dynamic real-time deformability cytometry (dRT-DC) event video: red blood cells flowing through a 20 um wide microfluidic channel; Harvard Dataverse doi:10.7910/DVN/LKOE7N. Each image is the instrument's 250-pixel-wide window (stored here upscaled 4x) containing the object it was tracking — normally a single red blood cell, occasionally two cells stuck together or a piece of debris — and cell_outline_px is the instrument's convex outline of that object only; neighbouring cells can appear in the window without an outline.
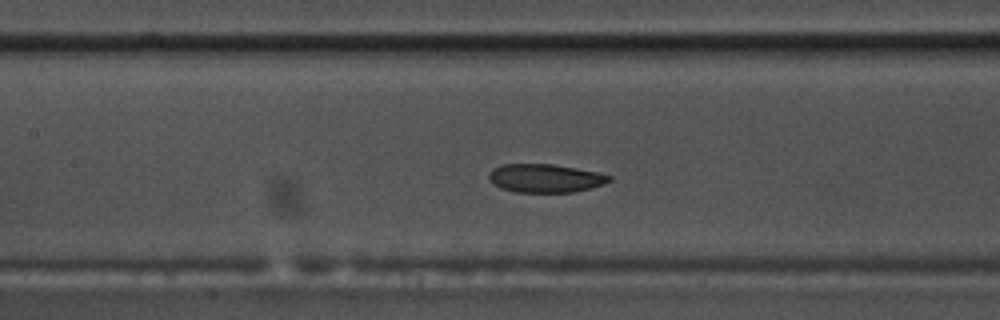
{"species": "common noctule bat (a hibernating species)", "species_latin": "Nyctalus noctula", "temperature_condition": "warm", "stored_images_in_passage": 40, "camera_frame_rate_fps": 3000, "um_per_image_px": 0.085, "animal": {"sex": "male", "body_mass_g": 17.5, "forearm_length_mm": 52.3}, "frame": {"image": 1, "passage_image": 9, "time_ms": 2.667, "image_size_px": [1000, 320], "cell_outline_px": [[612, 180], [604, 184], [592, 188], [572, 192], [516, 192], [500, 188], [492, 184], [488, 176], [492, 168], [504, 164], [552, 164], [576, 168], [596, 172], [612, 176]], "centroid_in_image_um": [46.34, 15.15], "position_along_channel_um": 161.1, "area_um2": 20.0}}
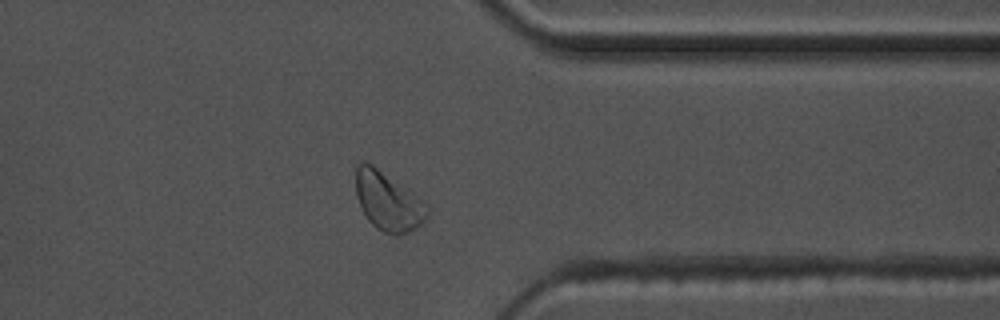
{"frame": {"image": 2, "passage_image": 28, "time_ms": 9.0, "image_size_px": [1000, 320], "cell_outline_px": [[428, 216], [416, 228], [408, 232], [384, 232], [376, 228], [368, 220], [356, 196], [356, 164], [360, 160], [372, 164], [420, 196], [428, 208]], "centroid_in_image_um": [32.98, 17.06], "position_along_channel_um": 378.4, "area_um2": 24.22}}
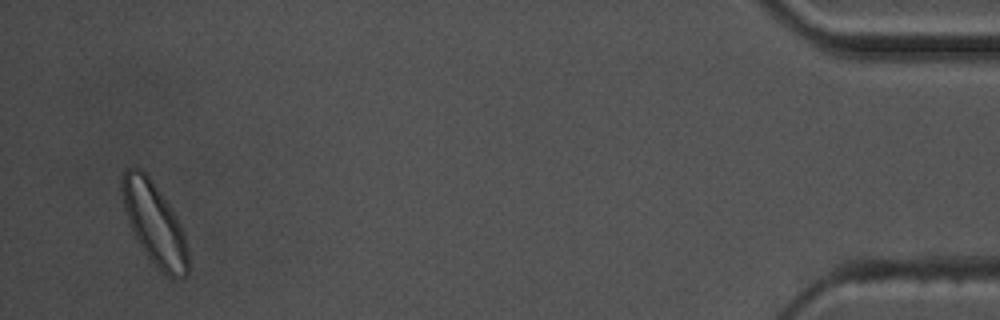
{"frame": {"image": 3, "passage_image": 38, "time_ms": 12.333, "image_size_px": [1000, 320], "cell_outline_px": [[188, 272], [184, 276], [172, 276], [160, 272], [136, 240], [132, 232], [124, 208], [120, 188], [120, 176], [128, 168], [140, 168], [152, 180], [172, 208], [180, 224], [184, 236], [188, 252]], "centroid_in_image_um": [13.09, 18.96], "position_along_channel_um": 422.1, "area_um2": 31.44}, "authors_computed_cell_mechanics": {"area_um2": 21.0103, "velocity_mm_per_s": 3.535, "shape_relaxation_time_tau1_ms": 5.7943, "shape_relaxation_time_tau2_ms": null, "deformation_change_tau1": 0.1115, "deformation_change_tau2": null}}